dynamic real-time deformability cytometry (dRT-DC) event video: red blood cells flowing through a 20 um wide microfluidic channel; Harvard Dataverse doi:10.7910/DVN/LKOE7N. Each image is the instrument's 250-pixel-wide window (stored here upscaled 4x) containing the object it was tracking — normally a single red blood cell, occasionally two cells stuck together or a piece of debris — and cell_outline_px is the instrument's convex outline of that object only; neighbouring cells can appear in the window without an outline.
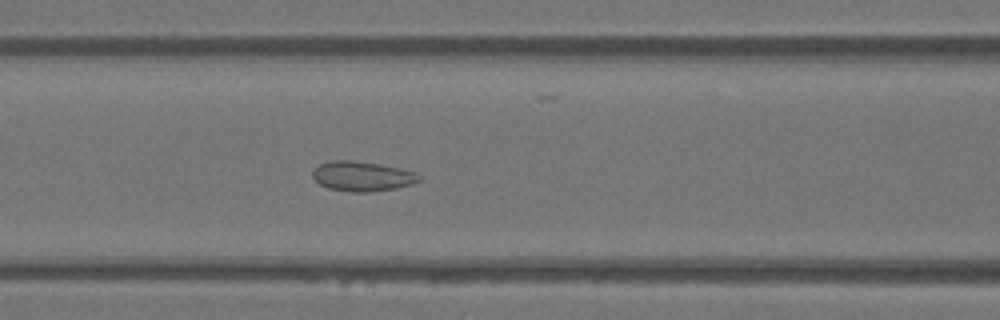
{"species": "Egyptian fruit bat (a non-hibernating species)", "species_latin": "Rousettus aegyptiacus", "temperature_condition": "warm", "stored_images_in_passage": 40, "camera_frame_rate_fps": 3000, "um_per_image_px": 0.085, "animal": {"sex": "female"}, "frame": {"image": 1, "passage_image": 12, "time_ms": 3.667, "image_size_px": [1000, 320], "cell_outline_px": [[424, 176], [420, 180], [412, 184], [396, 188], [368, 192], [352, 192], [328, 188], [320, 184], [312, 176], [312, 172], [320, 164], [328, 160], [352, 160], [380, 164], [400, 168], [416, 172]], "centroid_in_image_um": [30.82, 14.97], "position_along_channel_um": 135.8, "area_um2": 18.61}}
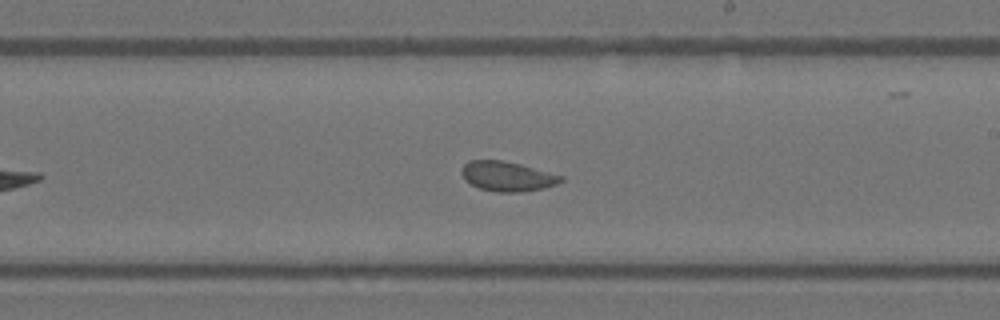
{"frame": {"image": 2, "passage_image": 20, "time_ms": 6.333, "image_size_px": [1000, 320], "cell_outline_px": [[564, 180], [556, 184], [544, 188], [520, 192], [496, 192], [480, 188], [464, 180], [460, 172], [464, 164], [468, 160], [500, 160], [520, 164], [564, 176]], "centroid_in_image_um": [43.1, 14.98], "position_along_channel_um": 245.9, "area_um2": 17.22}}
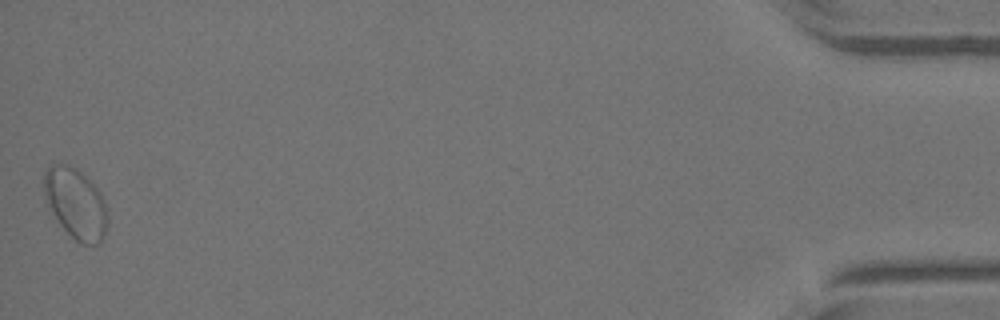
{"frame": {"image": 3, "passage_image": 40, "time_ms": 13.0, "image_size_px": [1000, 320], "cell_outline_px": [[108, 224], [100, 244], [80, 244], [60, 224], [52, 212], [44, 192], [44, 172], [48, 164], [68, 164], [76, 168], [100, 192], [108, 208]], "centroid_in_image_um": [6.46, 17.29], "position_along_channel_um": 428.7, "area_um2": 25.95}}